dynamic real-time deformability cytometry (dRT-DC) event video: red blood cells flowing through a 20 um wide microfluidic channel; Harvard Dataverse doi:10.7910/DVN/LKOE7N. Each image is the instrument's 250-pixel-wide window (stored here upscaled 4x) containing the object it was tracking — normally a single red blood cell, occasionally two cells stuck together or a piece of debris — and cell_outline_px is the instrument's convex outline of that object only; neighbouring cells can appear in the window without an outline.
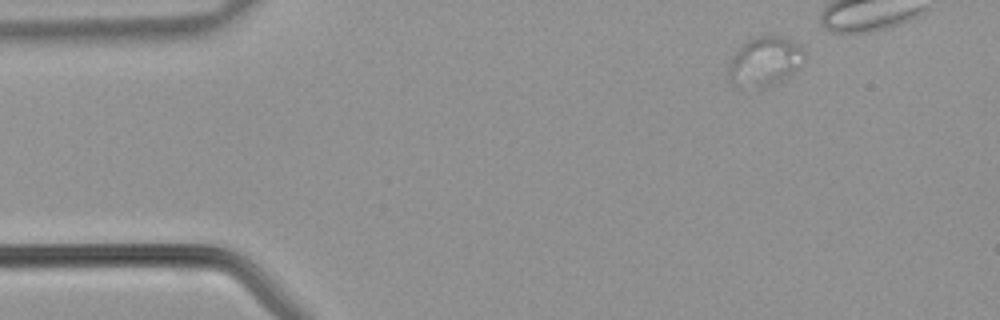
{"species": "common noctule bat (a hibernating species)", "species_latin": "Nyctalus noctula", "temperature_condition": "warm", "stored_images_in_passage": 28, "camera_frame_rate_fps": 3000, "um_per_image_px": 0.085, "animal": {"sex": "male", "body_mass_g": 21.5, "forearm_length_mm": 52.0}, "frame": {"image": 1, "passage_image": 1, "time_ms": 0.0, "image_size_px": [1000, 320], "cell_outline_px": [[804, 56], [796, 68], [788, 76], [764, 88], [756, 88], [736, 84], [728, 80], [728, 64], [736, 52], [748, 40], [764, 32], [792, 40], [804, 52]], "centroid_in_image_um": [64.96, 5.19], "position_along_channel_um": 20.0, "area_um2": 21.44}}
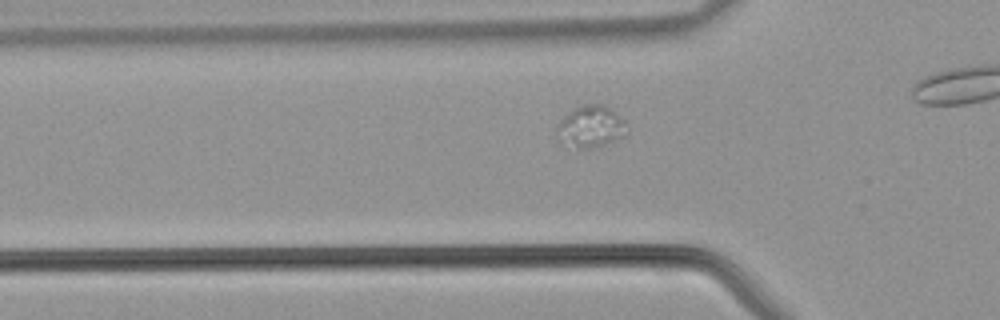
{"frame": {"image": 2, "passage_image": 9, "time_ms": 2.667, "image_size_px": [1000, 320], "cell_outline_px": [[628, 132], [624, 136], [604, 144], [592, 148], [580, 148], [560, 140], [556, 128], [556, 124], [572, 108], [580, 104], [604, 104], [624, 120], [628, 128]], "centroid_in_image_um": [50.22, 10.72], "position_along_channel_um": 75.6, "area_um2": 16.94}}
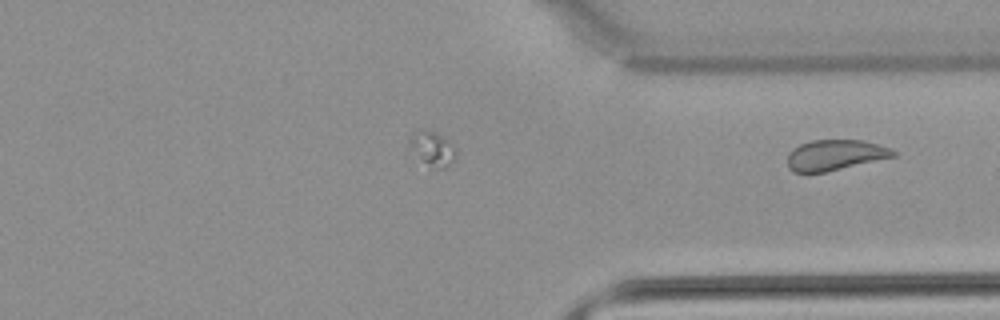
{"frame": {"image": 3, "passage_image": 28, "time_ms": 9.0, "image_size_px": [1000, 320], "cell_outline_px": [[896, 156], [824, 172], [792, 172], [788, 168], [788, 152], [800, 144], [812, 140], [860, 140], [892, 148], [896, 152]], "centroid_in_image_um": [70.97, 13.17], "position_along_channel_um": 340.4, "area_um2": 18.67}}